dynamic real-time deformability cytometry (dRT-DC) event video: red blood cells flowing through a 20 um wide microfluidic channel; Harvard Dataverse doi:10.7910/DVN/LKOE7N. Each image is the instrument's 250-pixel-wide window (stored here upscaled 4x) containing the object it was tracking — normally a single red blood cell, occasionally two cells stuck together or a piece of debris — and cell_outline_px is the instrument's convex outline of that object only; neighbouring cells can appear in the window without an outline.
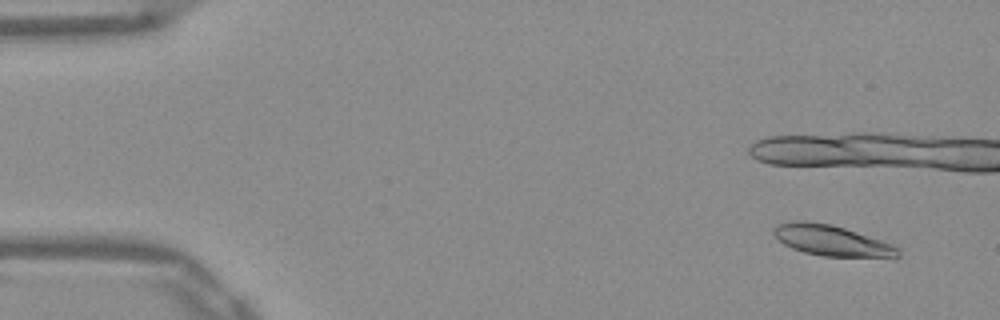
{"species": "Egyptian fruit bat (a non-hibernating species)", "species_latin": "Rousettus aegyptiacus", "temperature_condition": "warm", "stored_images_in_passage": 13, "camera_frame_rate_fps": 3000, "um_per_image_px": 0.085, "frame": {"image": 1, "passage_image": 4, "time_ms": 1.0, "image_size_px": [1000, 320], "cell_outline_px": [[900, 256], [896, 260], [820, 256], [804, 252], [792, 248], [784, 244], [772, 232], [772, 228], [776, 224], [792, 220], [804, 220], [832, 224], [892, 244], [900, 248]], "centroid_in_image_um": [70.78, 20.49], "position_along_channel_um": 14.2, "area_um2": 23.18}}